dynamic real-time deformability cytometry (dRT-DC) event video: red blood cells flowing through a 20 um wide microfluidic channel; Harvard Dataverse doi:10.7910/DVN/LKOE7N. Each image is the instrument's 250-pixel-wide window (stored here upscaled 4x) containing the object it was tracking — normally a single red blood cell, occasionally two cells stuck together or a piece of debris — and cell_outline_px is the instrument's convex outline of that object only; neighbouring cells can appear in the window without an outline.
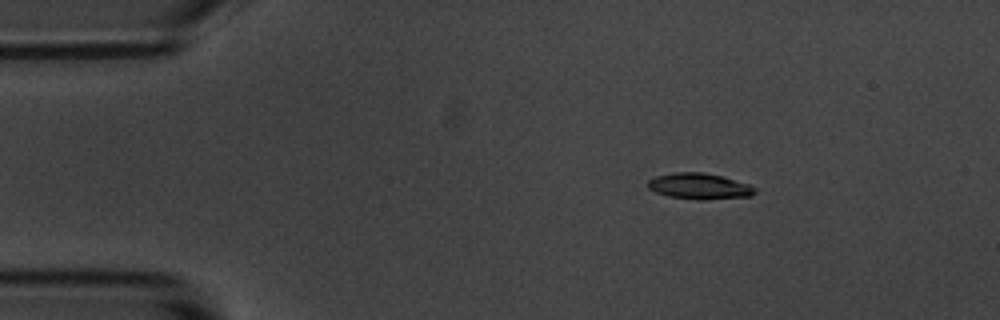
{"species": "common noctule bat (a hibernating species)", "species_latin": "Nyctalus noctula", "temperature_condition": "room temperature", "stored_images_in_passage": 4, "camera_frame_rate_fps": 3000, "um_per_image_px": 0.085, "animal": {"sex": "male", "body_mass_g": 20.1, "forearm_length_mm": 53.5}, "frame": {"image": 1, "passage_image": 2, "time_ms": 2.0, "image_size_px": [1000, 320], "cell_outline_px": [[756, 192], [752, 196], [704, 200], [696, 200], [668, 196], [656, 192], [648, 188], [648, 180], [656, 176], [676, 172], [704, 172], [720, 176], [748, 184], [756, 188]], "centroid_in_image_um": [59.45, 15.84], "position_along_channel_um": 25.6, "area_um2": 16.18}}